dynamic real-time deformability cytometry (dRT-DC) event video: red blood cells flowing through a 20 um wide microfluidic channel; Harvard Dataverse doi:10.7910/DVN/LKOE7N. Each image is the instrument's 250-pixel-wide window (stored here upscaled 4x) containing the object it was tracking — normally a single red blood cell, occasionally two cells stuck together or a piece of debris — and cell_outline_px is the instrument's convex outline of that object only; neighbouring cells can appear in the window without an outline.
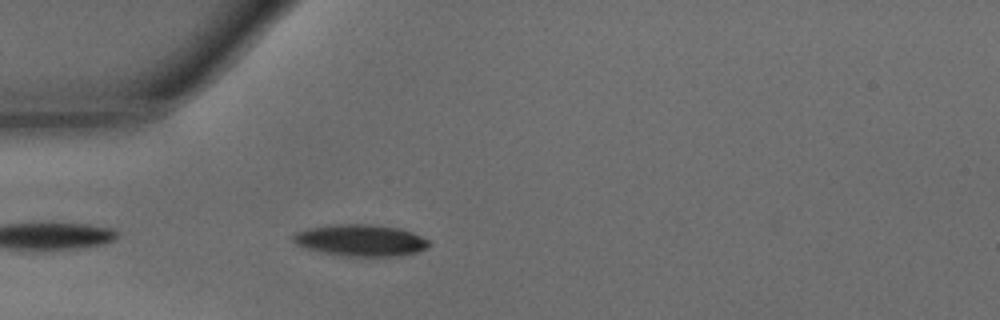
{"species": "common noctule bat (a hibernating species)", "species_latin": "Nyctalus noctula", "temperature_condition": "warm", "stored_images_in_passage": 6, "camera_frame_rate_fps": 3000, "um_per_image_px": 0.085, "animal": {"sex": "male", "body_mass_g": 15.6}, "frame": {"image": 1, "passage_image": 2, "time_ms": 0.333, "image_size_px": [1000, 320], "cell_outline_px": [[432, 244], [428, 248], [420, 252], [404, 256], [348, 256], [324, 252], [304, 248], [296, 244], [292, 240], [292, 236], [296, 232], [308, 228], [336, 224], [372, 224], [400, 228], [412, 232], [432, 240]], "centroid_in_image_um": [30.74, 20.43], "position_along_channel_um": 54.3, "area_um2": 25.43}}